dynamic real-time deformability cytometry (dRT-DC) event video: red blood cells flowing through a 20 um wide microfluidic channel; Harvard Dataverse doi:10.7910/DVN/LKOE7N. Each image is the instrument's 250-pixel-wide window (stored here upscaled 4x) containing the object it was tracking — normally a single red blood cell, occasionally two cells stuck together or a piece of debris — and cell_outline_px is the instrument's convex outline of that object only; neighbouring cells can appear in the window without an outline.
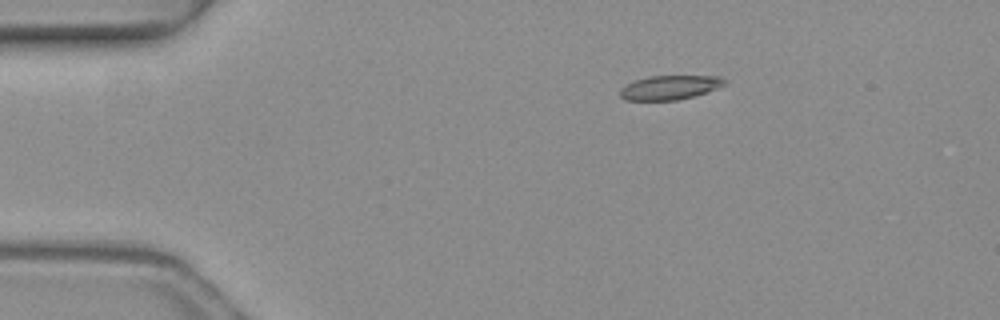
{"species": "common noctule bat (a hibernating species)", "species_latin": "Nyctalus noctula", "temperature_condition": "warm", "stored_images_in_passage": 5, "camera_frame_rate_fps": 3000, "um_per_image_px": 0.085, "animal": {"sex": "female", "body_mass_g": 19.3, "forearm_length_mm": 54.1}, "frame": {"image": 1, "passage_image": 3, "time_ms": 0.667, "image_size_px": [1000, 320], "cell_outline_px": [[728, 84], [708, 92], [676, 100], [624, 100], [620, 96], [620, 88], [636, 80], [648, 76], [720, 76]], "centroid_in_image_um": [56.95, 7.43], "position_along_channel_um": 28.1, "area_um2": 14.68}}